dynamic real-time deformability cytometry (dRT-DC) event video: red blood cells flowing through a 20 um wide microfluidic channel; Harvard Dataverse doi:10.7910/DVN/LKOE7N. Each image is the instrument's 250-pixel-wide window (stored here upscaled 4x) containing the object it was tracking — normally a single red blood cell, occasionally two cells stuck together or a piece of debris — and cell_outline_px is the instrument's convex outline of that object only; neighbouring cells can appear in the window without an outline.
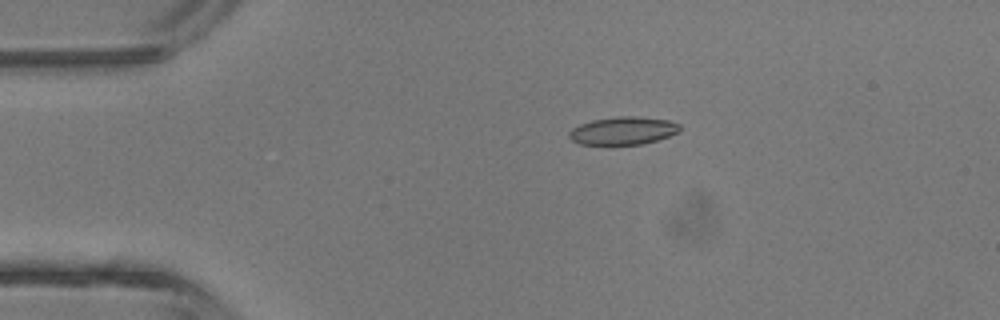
{"species": "common noctule bat (a hibernating species)", "species_latin": "Nyctalus noctula", "temperature_condition": "room temperature", "stored_images_in_passage": 4, "camera_frame_rate_fps": 3000, "um_per_image_px": 0.085, "animal": {"sex": "male", "body_mass_g": 13.3}, "frame": {"image": 1, "passage_image": 3, "time_ms": 2.333, "image_size_px": [1000, 320], "cell_outline_px": [[680, 132], [644, 144], [580, 144], [572, 140], [568, 136], [568, 132], [572, 128], [580, 124], [592, 120], [616, 116], [636, 116], [668, 120], [680, 124]], "centroid_in_image_um": [52.96, 11.1], "position_along_channel_um": 32.0, "area_um2": 17.98}}
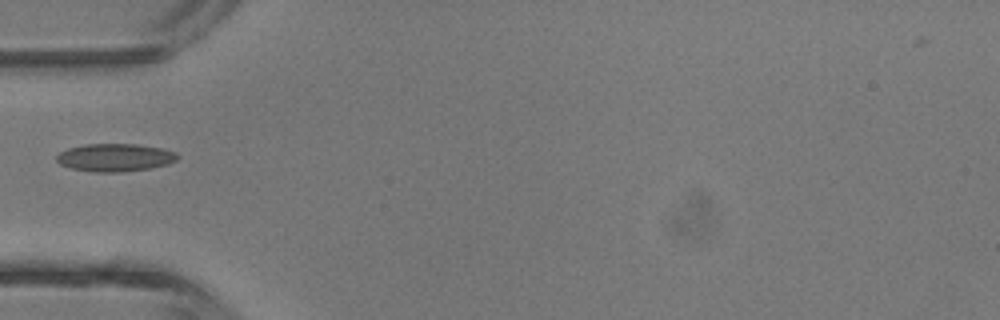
{"frame": {"image": 2, "passage_image": 4, "time_ms": 4.333, "image_size_px": [1000, 320], "cell_outline_px": [[180, 156], [176, 160], [168, 164], [148, 168], [120, 172], [92, 172], [72, 168], [60, 164], [56, 160], [56, 156], [60, 152], [68, 148], [84, 144], [136, 144], [164, 148], [176, 152]], "centroid_in_image_um": [9.79, 13.38], "position_along_channel_um": 75.2, "area_um2": 19.65}}